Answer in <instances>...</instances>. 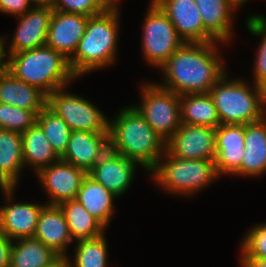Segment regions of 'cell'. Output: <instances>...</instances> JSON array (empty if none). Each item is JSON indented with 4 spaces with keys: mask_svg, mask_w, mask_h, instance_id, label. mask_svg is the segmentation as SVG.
Segmentation results:
<instances>
[{
    "mask_svg": "<svg viewBox=\"0 0 266 267\" xmlns=\"http://www.w3.org/2000/svg\"><path fill=\"white\" fill-rule=\"evenodd\" d=\"M7 56V70L46 95L78 80L70 69L69 60L47 45Z\"/></svg>",
    "mask_w": 266,
    "mask_h": 267,
    "instance_id": "4",
    "label": "cell"
},
{
    "mask_svg": "<svg viewBox=\"0 0 266 267\" xmlns=\"http://www.w3.org/2000/svg\"><path fill=\"white\" fill-rule=\"evenodd\" d=\"M181 123L216 129L220 119L209 93L180 95Z\"/></svg>",
    "mask_w": 266,
    "mask_h": 267,
    "instance_id": "26",
    "label": "cell"
},
{
    "mask_svg": "<svg viewBox=\"0 0 266 267\" xmlns=\"http://www.w3.org/2000/svg\"><path fill=\"white\" fill-rule=\"evenodd\" d=\"M148 175L161 191L189 198L220 177L214 160L178 158L167 151Z\"/></svg>",
    "mask_w": 266,
    "mask_h": 267,
    "instance_id": "6",
    "label": "cell"
},
{
    "mask_svg": "<svg viewBox=\"0 0 266 267\" xmlns=\"http://www.w3.org/2000/svg\"><path fill=\"white\" fill-rule=\"evenodd\" d=\"M240 267H266V259H239Z\"/></svg>",
    "mask_w": 266,
    "mask_h": 267,
    "instance_id": "38",
    "label": "cell"
},
{
    "mask_svg": "<svg viewBox=\"0 0 266 267\" xmlns=\"http://www.w3.org/2000/svg\"><path fill=\"white\" fill-rule=\"evenodd\" d=\"M88 19L85 15L53 10L46 45L69 60L85 33Z\"/></svg>",
    "mask_w": 266,
    "mask_h": 267,
    "instance_id": "17",
    "label": "cell"
},
{
    "mask_svg": "<svg viewBox=\"0 0 266 267\" xmlns=\"http://www.w3.org/2000/svg\"><path fill=\"white\" fill-rule=\"evenodd\" d=\"M41 188L47 194L49 205H59L64 201L76 199L83 179L87 173L62 159L36 174Z\"/></svg>",
    "mask_w": 266,
    "mask_h": 267,
    "instance_id": "11",
    "label": "cell"
},
{
    "mask_svg": "<svg viewBox=\"0 0 266 267\" xmlns=\"http://www.w3.org/2000/svg\"><path fill=\"white\" fill-rule=\"evenodd\" d=\"M116 0H53V10L81 14L88 17L98 15Z\"/></svg>",
    "mask_w": 266,
    "mask_h": 267,
    "instance_id": "34",
    "label": "cell"
},
{
    "mask_svg": "<svg viewBox=\"0 0 266 267\" xmlns=\"http://www.w3.org/2000/svg\"><path fill=\"white\" fill-rule=\"evenodd\" d=\"M251 84L245 79H230L227 71L209 90L220 124L246 125L266 116V90Z\"/></svg>",
    "mask_w": 266,
    "mask_h": 267,
    "instance_id": "5",
    "label": "cell"
},
{
    "mask_svg": "<svg viewBox=\"0 0 266 267\" xmlns=\"http://www.w3.org/2000/svg\"><path fill=\"white\" fill-rule=\"evenodd\" d=\"M22 133L0 129V188H17L25 171Z\"/></svg>",
    "mask_w": 266,
    "mask_h": 267,
    "instance_id": "21",
    "label": "cell"
},
{
    "mask_svg": "<svg viewBox=\"0 0 266 267\" xmlns=\"http://www.w3.org/2000/svg\"><path fill=\"white\" fill-rule=\"evenodd\" d=\"M195 1L202 16L204 29L216 41L229 46L234 35V13L241 8L233 0Z\"/></svg>",
    "mask_w": 266,
    "mask_h": 267,
    "instance_id": "19",
    "label": "cell"
},
{
    "mask_svg": "<svg viewBox=\"0 0 266 267\" xmlns=\"http://www.w3.org/2000/svg\"><path fill=\"white\" fill-rule=\"evenodd\" d=\"M22 149L25 168L33 170L35 175L60 159L37 123L22 133Z\"/></svg>",
    "mask_w": 266,
    "mask_h": 267,
    "instance_id": "25",
    "label": "cell"
},
{
    "mask_svg": "<svg viewBox=\"0 0 266 267\" xmlns=\"http://www.w3.org/2000/svg\"><path fill=\"white\" fill-rule=\"evenodd\" d=\"M120 0L104 12L89 17L79 45L69 59L72 73L80 79L98 69H105L117 61L120 34Z\"/></svg>",
    "mask_w": 266,
    "mask_h": 267,
    "instance_id": "3",
    "label": "cell"
},
{
    "mask_svg": "<svg viewBox=\"0 0 266 267\" xmlns=\"http://www.w3.org/2000/svg\"><path fill=\"white\" fill-rule=\"evenodd\" d=\"M222 44L226 46L218 41L184 42L159 69L163 77L157 84L177 95L209 93L227 72L224 54L219 48Z\"/></svg>",
    "mask_w": 266,
    "mask_h": 267,
    "instance_id": "1",
    "label": "cell"
},
{
    "mask_svg": "<svg viewBox=\"0 0 266 267\" xmlns=\"http://www.w3.org/2000/svg\"><path fill=\"white\" fill-rule=\"evenodd\" d=\"M33 238L52 248L60 256L67 257L69 246L74 240L59 205L46 204L42 208Z\"/></svg>",
    "mask_w": 266,
    "mask_h": 267,
    "instance_id": "20",
    "label": "cell"
},
{
    "mask_svg": "<svg viewBox=\"0 0 266 267\" xmlns=\"http://www.w3.org/2000/svg\"><path fill=\"white\" fill-rule=\"evenodd\" d=\"M246 30L252 36L260 37L256 57L253 65V81L258 87L266 90V17L264 15L251 14L246 18ZM262 37V38H261Z\"/></svg>",
    "mask_w": 266,
    "mask_h": 267,
    "instance_id": "31",
    "label": "cell"
},
{
    "mask_svg": "<svg viewBox=\"0 0 266 267\" xmlns=\"http://www.w3.org/2000/svg\"><path fill=\"white\" fill-rule=\"evenodd\" d=\"M0 103L28 110H43L47 95L5 70L0 72Z\"/></svg>",
    "mask_w": 266,
    "mask_h": 267,
    "instance_id": "23",
    "label": "cell"
},
{
    "mask_svg": "<svg viewBox=\"0 0 266 267\" xmlns=\"http://www.w3.org/2000/svg\"><path fill=\"white\" fill-rule=\"evenodd\" d=\"M138 166L137 162L108 149L87 175L119 198L133 184Z\"/></svg>",
    "mask_w": 266,
    "mask_h": 267,
    "instance_id": "15",
    "label": "cell"
},
{
    "mask_svg": "<svg viewBox=\"0 0 266 267\" xmlns=\"http://www.w3.org/2000/svg\"><path fill=\"white\" fill-rule=\"evenodd\" d=\"M33 6L52 7L53 0H29Z\"/></svg>",
    "mask_w": 266,
    "mask_h": 267,
    "instance_id": "40",
    "label": "cell"
},
{
    "mask_svg": "<svg viewBox=\"0 0 266 267\" xmlns=\"http://www.w3.org/2000/svg\"><path fill=\"white\" fill-rule=\"evenodd\" d=\"M106 233L94 239L74 242L73 257L67 255L69 267H109ZM71 257V258H70ZM72 259V260H71Z\"/></svg>",
    "mask_w": 266,
    "mask_h": 267,
    "instance_id": "29",
    "label": "cell"
},
{
    "mask_svg": "<svg viewBox=\"0 0 266 267\" xmlns=\"http://www.w3.org/2000/svg\"><path fill=\"white\" fill-rule=\"evenodd\" d=\"M46 267H69L67 257L60 256L56 261Z\"/></svg>",
    "mask_w": 266,
    "mask_h": 267,
    "instance_id": "39",
    "label": "cell"
},
{
    "mask_svg": "<svg viewBox=\"0 0 266 267\" xmlns=\"http://www.w3.org/2000/svg\"><path fill=\"white\" fill-rule=\"evenodd\" d=\"M60 257L52 248L34 238L13 240L10 267H46Z\"/></svg>",
    "mask_w": 266,
    "mask_h": 267,
    "instance_id": "27",
    "label": "cell"
},
{
    "mask_svg": "<svg viewBox=\"0 0 266 267\" xmlns=\"http://www.w3.org/2000/svg\"><path fill=\"white\" fill-rule=\"evenodd\" d=\"M37 124L51 143L52 149L61 157L67 149L72 130L64 119L56 115L47 106L38 114Z\"/></svg>",
    "mask_w": 266,
    "mask_h": 267,
    "instance_id": "30",
    "label": "cell"
},
{
    "mask_svg": "<svg viewBox=\"0 0 266 267\" xmlns=\"http://www.w3.org/2000/svg\"><path fill=\"white\" fill-rule=\"evenodd\" d=\"M170 19L184 42L216 41L205 29L195 0H152Z\"/></svg>",
    "mask_w": 266,
    "mask_h": 267,
    "instance_id": "14",
    "label": "cell"
},
{
    "mask_svg": "<svg viewBox=\"0 0 266 267\" xmlns=\"http://www.w3.org/2000/svg\"><path fill=\"white\" fill-rule=\"evenodd\" d=\"M66 88L47 95L46 106L64 119L72 131L108 133L110 118L90 99L68 92Z\"/></svg>",
    "mask_w": 266,
    "mask_h": 267,
    "instance_id": "9",
    "label": "cell"
},
{
    "mask_svg": "<svg viewBox=\"0 0 266 267\" xmlns=\"http://www.w3.org/2000/svg\"><path fill=\"white\" fill-rule=\"evenodd\" d=\"M239 7L244 6L245 3H247L248 0H233Z\"/></svg>",
    "mask_w": 266,
    "mask_h": 267,
    "instance_id": "41",
    "label": "cell"
},
{
    "mask_svg": "<svg viewBox=\"0 0 266 267\" xmlns=\"http://www.w3.org/2000/svg\"><path fill=\"white\" fill-rule=\"evenodd\" d=\"M116 199H118L117 196L111 191L87 175L82 181L75 200L108 229L115 213L114 200Z\"/></svg>",
    "mask_w": 266,
    "mask_h": 267,
    "instance_id": "24",
    "label": "cell"
},
{
    "mask_svg": "<svg viewBox=\"0 0 266 267\" xmlns=\"http://www.w3.org/2000/svg\"><path fill=\"white\" fill-rule=\"evenodd\" d=\"M245 154L240 165V176L261 177L266 173V116L245 125Z\"/></svg>",
    "mask_w": 266,
    "mask_h": 267,
    "instance_id": "22",
    "label": "cell"
},
{
    "mask_svg": "<svg viewBox=\"0 0 266 267\" xmlns=\"http://www.w3.org/2000/svg\"><path fill=\"white\" fill-rule=\"evenodd\" d=\"M109 119V150L137 162L148 174L166 152V142L131 105Z\"/></svg>",
    "mask_w": 266,
    "mask_h": 267,
    "instance_id": "2",
    "label": "cell"
},
{
    "mask_svg": "<svg viewBox=\"0 0 266 267\" xmlns=\"http://www.w3.org/2000/svg\"><path fill=\"white\" fill-rule=\"evenodd\" d=\"M8 35H0V72L7 70L8 56L6 53V41Z\"/></svg>",
    "mask_w": 266,
    "mask_h": 267,
    "instance_id": "37",
    "label": "cell"
},
{
    "mask_svg": "<svg viewBox=\"0 0 266 267\" xmlns=\"http://www.w3.org/2000/svg\"><path fill=\"white\" fill-rule=\"evenodd\" d=\"M108 149V133L72 131L60 159L88 173Z\"/></svg>",
    "mask_w": 266,
    "mask_h": 267,
    "instance_id": "18",
    "label": "cell"
},
{
    "mask_svg": "<svg viewBox=\"0 0 266 267\" xmlns=\"http://www.w3.org/2000/svg\"><path fill=\"white\" fill-rule=\"evenodd\" d=\"M142 26L141 51L149 66L160 69L184 41L168 16L151 0Z\"/></svg>",
    "mask_w": 266,
    "mask_h": 267,
    "instance_id": "8",
    "label": "cell"
},
{
    "mask_svg": "<svg viewBox=\"0 0 266 267\" xmlns=\"http://www.w3.org/2000/svg\"><path fill=\"white\" fill-rule=\"evenodd\" d=\"M245 124H220L215 129L218 175L240 176V165L245 154Z\"/></svg>",
    "mask_w": 266,
    "mask_h": 267,
    "instance_id": "16",
    "label": "cell"
},
{
    "mask_svg": "<svg viewBox=\"0 0 266 267\" xmlns=\"http://www.w3.org/2000/svg\"><path fill=\"white\" fill-rule=\"evenodd\" d=\"M13 241L0 230V267H10V252Z\"/></svg>",
    "mask_w": 266,
    "mask_h": 267,
    "instance_id": "36",
    "label": "cell"
},
{
    "mask_svg": "<svg viewBox=\"0 0 266 267\" xmlns=\"http://www.w3.org/2000/svg\"><path fill=\"white\" fill-rule=\"evenodd\" d=\"M41 111L0 103V129L23 133L37 123V116Z\"/></svg>",
    "mask_w": 266,
    "mask_h": 267,
    "instance_id": "32",
    "label": "cell"
},
{
    "mask_svg": "<svg viewBox=\"0 0 266 267\" xmlns=\"http://www.w3.org/2000/svg\"><path fill=\"white\" fill-rule=\"evenodd\" d=\"M242 238L239 259H266V223L251 225Z\"/></svg>",
    "mask_w": 266,
    "mask_h": 267,
    "instance_id": "33",
    "label": "cell"
},
{
    "mask_svg": "<svg viewBox=\"0 0 266 267\" xmlns=\"http://www.w3.org/2000/svg\"><path fill=\"white\" fill-rule=\"evenodd\" d=\"M68 224L74 242L94 239L107 230L98 220L91 216L77 200H68L59 204Z\"/></svg>",
    "mask_w": 266,
    "mask_h": 267,
    "instance_id": "28",
    "label": "cell"
},
{
    "mask_svg": "<svg viewBox=\"0 0 266 267\" xmlns=\"http://www.w3.org/2000/svg\"><path fill=\"white\" fill-rule=\"evenodd\" d=\"M33 7L29 0H0V13L18 17Z\"/></svg>",
    "mask_w": 266,
    "mask_h": 267,
    "instance_id": "35",
    "label": "cell"
},
{
    "mask_svg": "<svg viewBox=\"0 0 266 267\" xmlns=\"http://www.w3.org/2000/svg\"><path fill=\"white\" fill-rule=\"evenodd\" d=\"M166 151L178 158L215 160V129L181 123L166 141Z\"/></svg>",
    "mask_w": 266,
    "mask_h": 267,
    "instance_id": "12",
    "label": "cell"
},
{
    "mask_svg": "<svg viewBox=\"0 0 266 267\" xmlns=\"http://www.w3.org/2000/svg\"><path fill=\"white\" fill-rule=\"evenodd\" d=\"M15 189L17 190L14 187L0 188V193L5 200V203L0 206V230L12 241L33 238L40 213L46 203L15 201Z\"/></svg>",
    "mask_w": 266,
    "mask_h": 267,
    "instance_id": "10",
    "label": "cell"
},
{
    "mask_svg": "<svg viewBox=\"0 0 266 267\" xmlns=\"http://www.w3.org/2000/svg\"><path fill=\"white\" fill-rule=\"evenodd\" d=\"M52 13V7L33 6L25 14L15 17L18 24L9 44L6 42L7 55L46 45Z\"/></svg>",
    "mask_w": 266,
    "mask_h": 267,
    "instance_id": "13",
    "label": "cell"
},
{
    "mask_svg": "<svg viewBox=\"0 0 266 267\" xmlns=\"http://www.w3.org/2000/svg\"><path fill=\"white\" fill-rule=\"evenodd\" d=\"M140 89V103L132 106L166 142L181 126L180 95L155 81H142Z\"/></svg>",
    "mask_w": 266,
    "mask_h": 267,
    "instance_id": "7",
    "label": "cell"
}]
</instances>
